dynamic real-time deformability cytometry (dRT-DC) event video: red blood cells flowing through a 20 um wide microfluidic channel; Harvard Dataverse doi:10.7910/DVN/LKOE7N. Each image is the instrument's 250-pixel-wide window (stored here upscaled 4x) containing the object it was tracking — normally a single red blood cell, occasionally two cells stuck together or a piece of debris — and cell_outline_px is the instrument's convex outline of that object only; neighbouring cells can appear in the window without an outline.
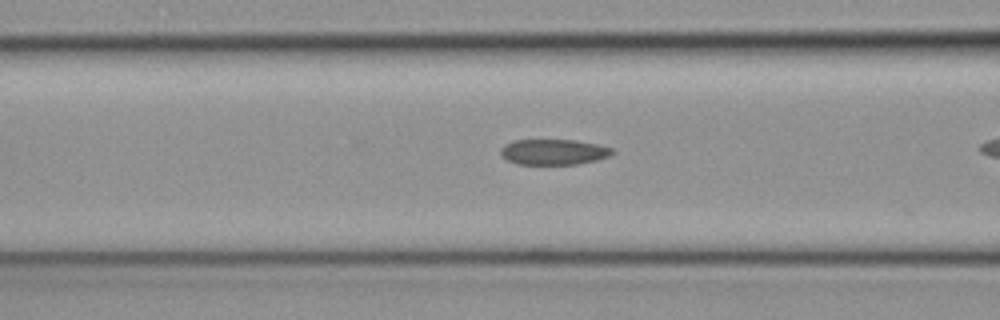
{"species": "common noctule bat (a hibernating species)", "species_latin": "Nyctalus noctula", "temperature_condition": "cold", "stored_images_in_passage": 19, "camera_frame_rate_fps": 3000, "um_per_image_px": 0.085, "animal": {"sex": "female", "body_mass_g": 19.3, "forearm_length_mm": 54.1}, "frame": {"image": 1, "passage_image": 9, "time_ms": 2.667, "image_size_px": [1000, 320], "cell_outline_px": [[616, 152], [608, 156], [596, 160], [576, 164], [516, 164], [500, 156], [500, 148], [504, 144], [516, 140], [576, 140], [596, 144], [612, 148]], "centroid_in_image_um": [47.03, 12.91], "position_along_channel_um": 119.6, "area_um2": 16.65}}